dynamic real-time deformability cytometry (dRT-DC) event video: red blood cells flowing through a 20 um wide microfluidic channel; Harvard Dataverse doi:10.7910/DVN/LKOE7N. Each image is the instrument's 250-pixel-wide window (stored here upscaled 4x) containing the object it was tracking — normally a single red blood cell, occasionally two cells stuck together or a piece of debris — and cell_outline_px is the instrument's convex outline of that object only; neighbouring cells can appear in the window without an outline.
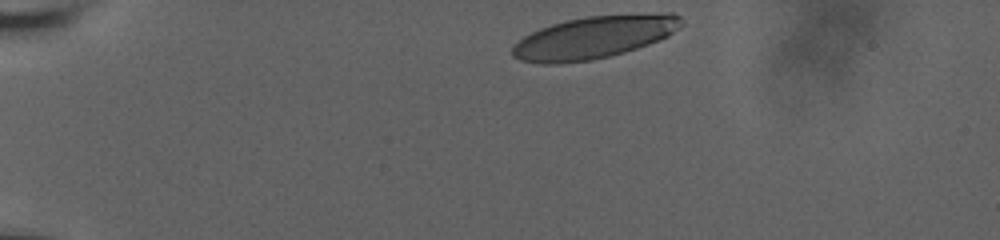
{"species": "human", "species_latin": "Homo sapiens", "temperature_condition": "room temperature", "stored_images_in_passage": 22, "camera_frame_rate_fps": 3000, "um_per_image_px": 0.085, "donor": {"sex": "male"}, "frame": {"image": 1, "passage_image": 1, "time_ms": 0.0, "image_size_px": [1000, 240], "cell_outline_px": [[684, 24], [668, 36], [648, 44], [624, 52], [592, 60], [556, 64], [540, 64], [520, 60], [512, 56], [512, 48], [524, 36], [540, 28], [564, 20], [588, 16], [664, 12], [672, 12], [680, 16], [684, 20]], "centroid_in_image_um": [50.53, 3.16], "position_along_channel_um": 34.5, "area_um2": 42.02}}